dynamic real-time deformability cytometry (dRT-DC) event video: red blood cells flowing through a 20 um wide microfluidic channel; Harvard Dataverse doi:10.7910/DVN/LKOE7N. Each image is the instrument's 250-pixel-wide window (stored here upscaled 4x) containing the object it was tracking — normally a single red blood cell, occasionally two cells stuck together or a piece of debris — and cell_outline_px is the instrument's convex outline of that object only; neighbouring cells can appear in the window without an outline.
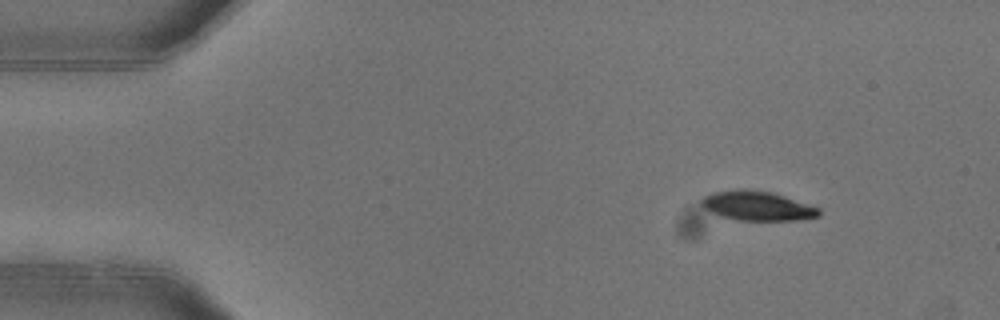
{"species": "common noctule bat (a hibernating species)", "species_latin": "Nyctalus noctula", "temperature_condition": "warm", "stored_images_in_passage": 5, "camera_frame_rate_fps": 3000, "um_per_image_px": 0.085, "animal": {"sex": "female"}, "frame": {"image": 1, "passage_image": 1, "time_ms": 0.0, "image_size_px": [1000, 320], "cell_outline_px": [[820, 216], [800, 220], [736, 220], [720, 216], [704, 208], [700, 204], [700, 200], [704, 196], [712, 192], [736, 188], [744, 188], [772, 192], [820, 208]], "centroid_in_image_um": [64.34, 17.48], "position_along_channel_um": 20.7, "area_um2": 20.35}}
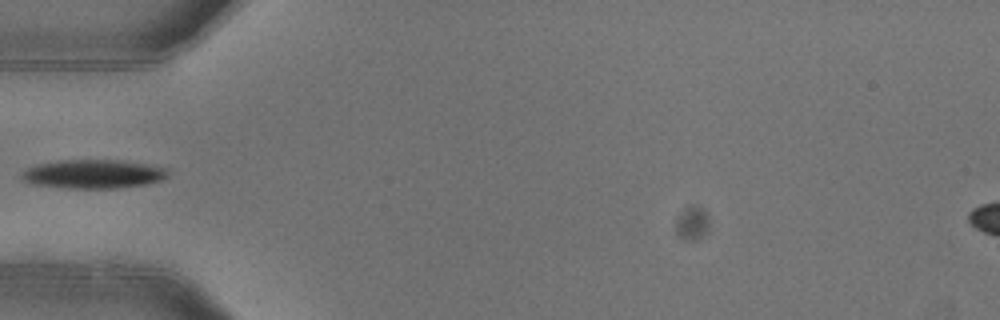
{"frame": {"image": 2, "passage_image": 4, "time_ms": 1.0, "image_size_px": [1000, 320], "cell_outline_px": [[168, 176], [160, 180], [148, 184], [116, 188], [64, 188], [32, 184], [24, 180], [20, 176], [28, 168], [36, 164], [60, 160], [124, 160], [148, 164], [168, 168]], "centroid_in_image_um": [7.96, 14.78], "position_along_channel_um": 77.0, "area_um2": 24.68}}